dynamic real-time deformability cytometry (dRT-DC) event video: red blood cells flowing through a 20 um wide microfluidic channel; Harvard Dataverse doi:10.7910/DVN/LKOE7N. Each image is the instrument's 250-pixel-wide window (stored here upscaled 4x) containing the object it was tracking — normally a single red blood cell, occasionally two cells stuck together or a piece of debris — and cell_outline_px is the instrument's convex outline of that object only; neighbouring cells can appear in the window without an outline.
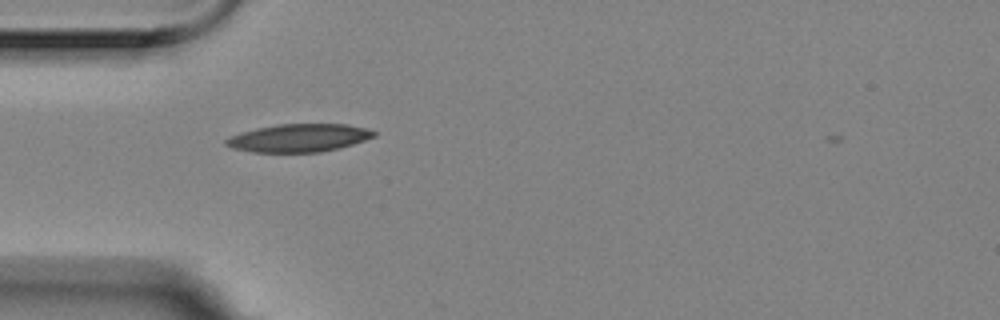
{"species": "Egyptian fruit bat (a non-hibernating species)", "species_latin": "Rousettus aegyptiacus", "temperature_condition": "room temperature", "stored_images_in_passage": 3, "camera_frame_rate_fps": 3000, "um_per_image_px": 0.085, "animal": {"sex": "female"}, "frame": {"image": 1, "passage_image": 2, "time_ms": 0.333, "image_size_px": [1000, 320], "cell_outline_px": [[376, 136], [340, 148], [320, 152], [252, 152], [232, 148], [224, 144], [224, 140], [228, 136], [240, 132], [256, 128], [276, 124], [348, 124], [364, 128], [376, 132]], "centroid_in_image_um": [25.35, 11.72], "position_along_channel_um": 59.6, "area_um2": 24.22}}
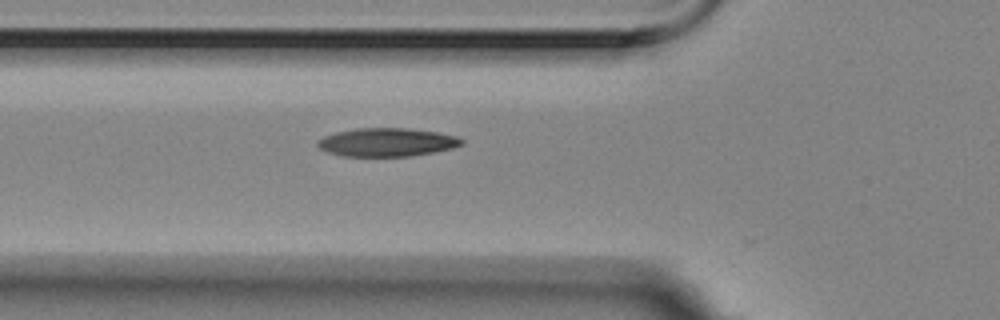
{"frame": {"image": 2, "passage_image": 3, "time_ms": 0.667, "image_size_px": [1000, 320], "cell_outline_px": [[464, 144], [452, 148], [432, 152], [408, 156], [344, 156], [328, 152], [320, 148], [316, 144], [316, 140], [324, 136], [336, 132], [356, 128], [408, 128], [436, 132], [456, 136], [464, 140]], "centroid_in_image_um": [32.87, 12.08], "position_along_channel_um": 92.9, "area_um2": 23.76}}